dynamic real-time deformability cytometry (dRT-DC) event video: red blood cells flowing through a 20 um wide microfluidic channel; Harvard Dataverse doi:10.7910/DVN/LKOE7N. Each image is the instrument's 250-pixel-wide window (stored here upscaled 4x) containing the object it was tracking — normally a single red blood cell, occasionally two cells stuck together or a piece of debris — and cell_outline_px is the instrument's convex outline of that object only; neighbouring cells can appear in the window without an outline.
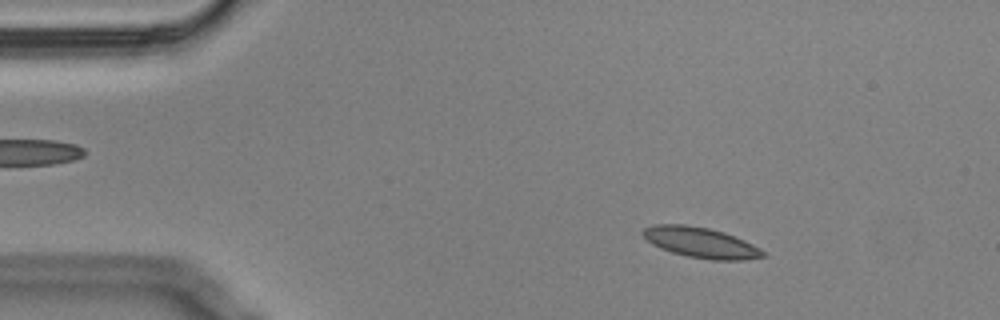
{"species": "Egyptian fruit bat (a non-hibernating species)", "species_latin": "Rousettus aegyptiacus", "temperature_condition": "cold", "stored_images_in_passage": 55, "camera_frame_rate_fps": 3000, "um_per_image_px": 0.085, "animal": {"sex": "male"}, "frame": {"image": 1, "passage_image": 6, "time_ms": 1.667, "image_size_px": [1000, 320], "cell_outline_px": [[768, 256], [744, 260], [712, 260], [688, 256], [672, 252], [660, 248], [652, 244], [640, 232], [644, 228], [656, 224], [684, 224], [708, 228], [724, 232], [744, 240], [760, 248]], "centroid_in_image_um": [59.58, 20.62], "position_along_channel_um": 25.4, "area_um2": 21.27}}
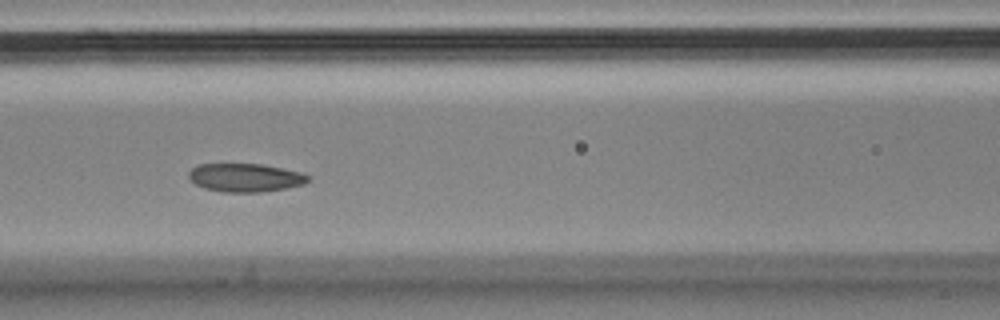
{"frame": {"image": 2, "passage_image": 22, "time_ms": 7.0, "image_size_px": [1000, 320], "cell_outline_px": [[308, 180], [304, 184], [284, 188], [260, 192], [224, 192], [204, 188], [196, 184], [188, 176], [188, 172], [192, 168], [200, 164], [260, 164], [300, 172], [308, 176]], "centroid_in_image_um": [20.81, 15.1], "position_along_channel_um": 145.8, "area_um2": 19.42}}
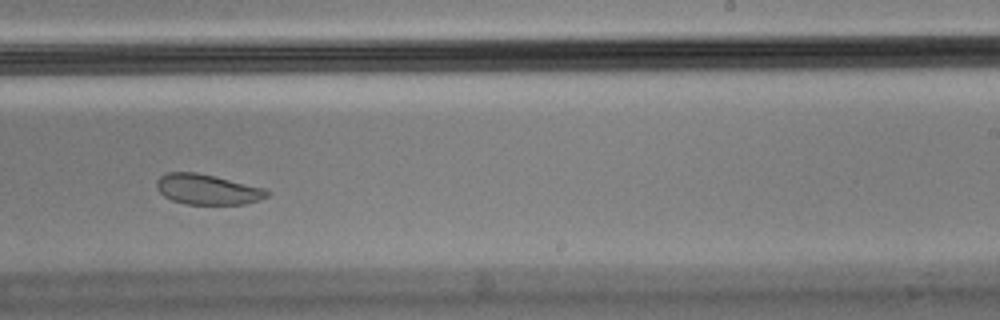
{"frame": {"image": 3, "passage_image": 33, "time_ms": 10.667, "image_size_px": [1000, 320], "cell_outline_px": [[268, 196], [260, 200], [244, 204], [184, 204], [172, 200], [164, 196], [156, 188], [156, 180], [160, 176], [168, 172], [196, 172], [264, 188], [268, 192]], "centroid_in_image_um": [17.59, 16.1], "position_along_channel_um": 271.4, "area_um2": 19.36}, "authors_computed_cell_mechanics": {"area_um2": 20.9236, "velocity_mm_per_s": 3.4373, "shape_relaxation_time_tau1_ms": 7.793, "shape_relaxation_time_tau2_ms": 4.0361, "deformation_change_tau1": 0.1251, "deformation_change_tau2": 0.0624}}